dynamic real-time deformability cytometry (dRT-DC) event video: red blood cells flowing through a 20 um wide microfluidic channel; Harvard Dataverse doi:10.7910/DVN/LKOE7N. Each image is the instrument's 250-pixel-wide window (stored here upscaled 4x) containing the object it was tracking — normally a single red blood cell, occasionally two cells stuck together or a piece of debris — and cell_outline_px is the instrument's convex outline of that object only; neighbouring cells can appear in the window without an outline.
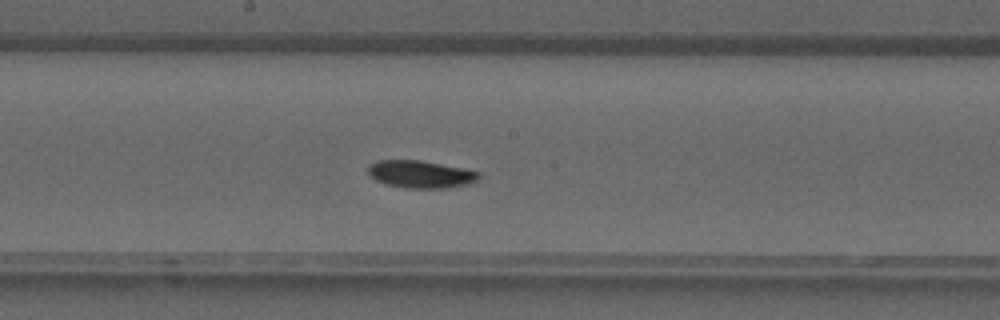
{"species": "common noctule bat (a hibernating species)", "species_latin": "Nyctalus noctula", "temperature_condition": "warm", "stored_images_in_passage": 38, "camera_frame_rate_fps": 3000, "um_per_image_px": 0.085, "animal": {"sex": "male", "forearm_length_mm": 52.5}, "frame": {"image": 1, "passage_image": 19, "time_ms": 6.0, "image_size_px": [1000, 320], "cell_outline_px": [[480, 176], [476, 180], [468, 184], [448, 188], [404, 188], [388, 184], [376, 180], [368, 172], [368, 164], [376, 160], [420, 160], [464, 168], [480, 172]], "centroid_in_image_um": [35.75, 14.8], "position_along_channel_um": 212.4, "area_um2": 17.74}}
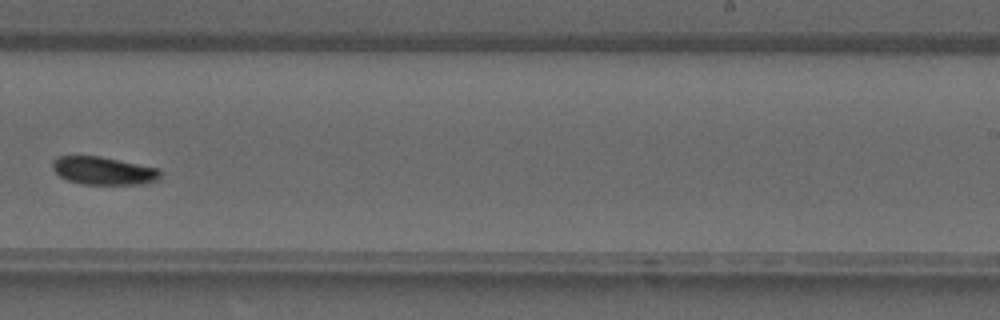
{"frame": {"image": 2, "passage_image": 23, "time_ms": 7.333, "image_size_px": [1000, 320], "cell_outline_px": [[160, 176], [156, 180], [144, 184], [80, 184], [68, 180], [60, 176], [52, 168], [52, 160], [60, 156], [100, 156], [160, 168]], "centroid_in_image_um": [8.8, 14.51], "position_along_channel_um": 280.2, "area_um2": 17.57}}
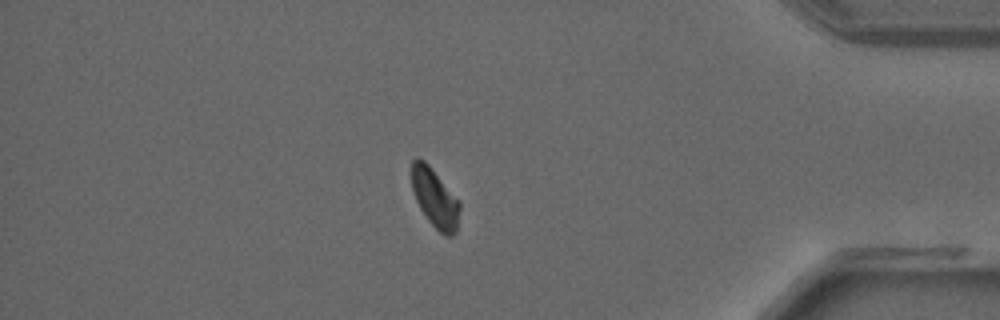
{"frame": {"image": 3, "passage_image": 32, "time_ms": 10.333, "image_size_px": [1000, 320], "cell_outline_px": [[460, 208], [456, 232], [452, 236], [444, 236], [428, 220], [420, 208], [416, 200], [412, 188], [412, 160], [416, 156], [424, 160], [428, 164], [460, 204]], "centroid_in_image_um": [36.95, 16.85], "position_along_channel_um": 398.3, "area_um2": 16.07}}